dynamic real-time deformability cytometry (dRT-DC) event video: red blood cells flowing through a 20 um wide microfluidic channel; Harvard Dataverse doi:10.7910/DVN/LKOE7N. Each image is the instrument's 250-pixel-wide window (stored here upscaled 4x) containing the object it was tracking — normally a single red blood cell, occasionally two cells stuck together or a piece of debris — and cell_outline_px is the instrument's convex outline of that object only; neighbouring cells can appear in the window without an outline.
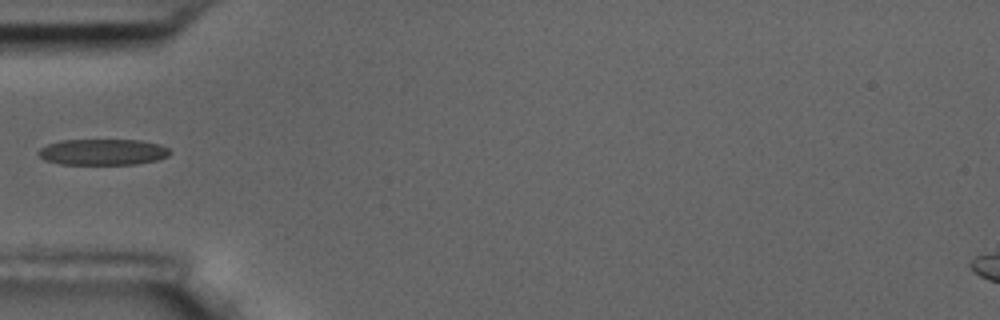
{"species": "common noctule bat (a hibernating species)", "species_latin": "Nyctalus noctula", "temperature_condition": "room temperature", "stored_images_in_passage": 2, "camera_frame_rate_fps": 3000, "um_per_image_px": 0.085, "animal": {"sex": "male", "body_mass_g": 17.5, "forearm_length_mm": 52.3}, "frame": {"image": 1, "passage_image": 2, "time_ms": 1.333, "image_size_px": [1000, 320], "cell_outline_px": [[172, 152], [168, 156], [156, 160], [136, 164], [60, 164], [44, 160], [36, 152], [40, 148], [48, 144], [60, 140], [140, 140], [160, 144], [168, 148]], "centroid_in_image_um": [8.73, 12.92], "position_along_channel_um": 76.3, "area_um2": 20.06}}